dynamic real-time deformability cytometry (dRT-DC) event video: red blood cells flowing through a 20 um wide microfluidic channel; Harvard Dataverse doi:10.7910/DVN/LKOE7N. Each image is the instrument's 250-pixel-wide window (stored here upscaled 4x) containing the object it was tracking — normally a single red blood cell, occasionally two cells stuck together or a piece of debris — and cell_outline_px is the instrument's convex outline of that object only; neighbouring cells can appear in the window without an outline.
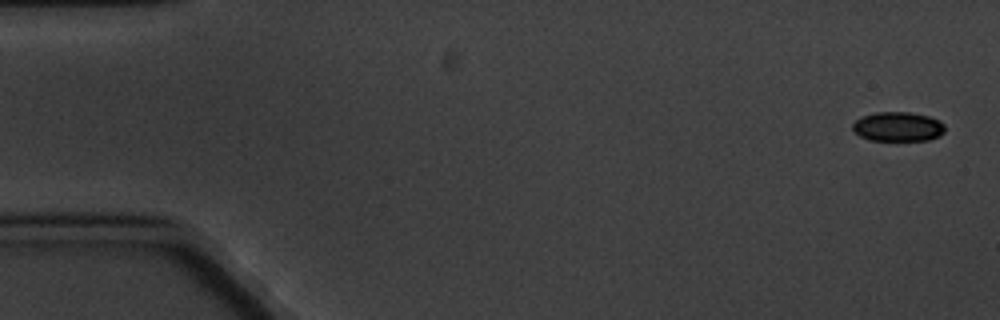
{"species": "common noctule bat (a hibernating species)", "species_latin": "Nyctalus noctula", "temperature_condition": "cold", "stored_images_in_passage": 8, "camera_frame_rate_fps": 3000, "um_per_image_px": 0.085, "animal": {"sex": "male", "body_mass_g": 20.1, "forearm_length_mm": 53.5}, "frame": {"image": 1, "passage_image": 1, "time_ms": 0.0, "image_size_px": [1000, 320], "cell_outline_px": [[944, 132], [940, 136], [928, 140], [868, 140], [860, 136], [852, 128], [852, 124], [860, 116], [876, 112], [908, 112], [928, 116], [940, 120], [944, 124]], "centroid_in_image_um": [76.32, 10.76], "position_along_channel_um": 8.7, "area_um2": 15.9}}